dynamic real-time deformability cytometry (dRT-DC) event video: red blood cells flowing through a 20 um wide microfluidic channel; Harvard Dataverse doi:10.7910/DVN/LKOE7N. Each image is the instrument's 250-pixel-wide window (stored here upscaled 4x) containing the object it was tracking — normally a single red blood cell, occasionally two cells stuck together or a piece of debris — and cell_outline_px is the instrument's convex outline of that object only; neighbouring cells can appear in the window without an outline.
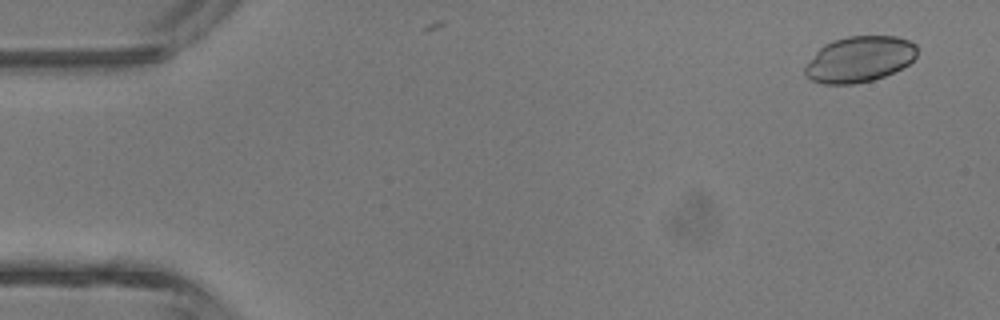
{"species": "common noctule bat (a hibernating species)", "species_latin": "Nyctalus noctula", "temperature_condition": "room temperature", "stored_images_in_passage": 2, "camera_frame_rate_fps": 3000, "um_per_image_px": 0.085, "animal": {"sex": "male", "body_mass_g": 13.3}, "frame": {"image": 1, "passage_image": 1, "time_ms": 0.0, "image_size_px": [1000, 320], "cell_outline_px": [[916, 56], [908, 64], [884, 76], [872, 80], [856, 84], [824, 84], [812, 80], [804, 76], [804, 68], [816, 52], [824, 44], [832, 40], [848, 36], [896, 36], [908, 40], [916, 44]], "centroid_in_image_um": [73.03, 5.03], "position_along_channel_um": 12.0, "area_um2": 29.88}}